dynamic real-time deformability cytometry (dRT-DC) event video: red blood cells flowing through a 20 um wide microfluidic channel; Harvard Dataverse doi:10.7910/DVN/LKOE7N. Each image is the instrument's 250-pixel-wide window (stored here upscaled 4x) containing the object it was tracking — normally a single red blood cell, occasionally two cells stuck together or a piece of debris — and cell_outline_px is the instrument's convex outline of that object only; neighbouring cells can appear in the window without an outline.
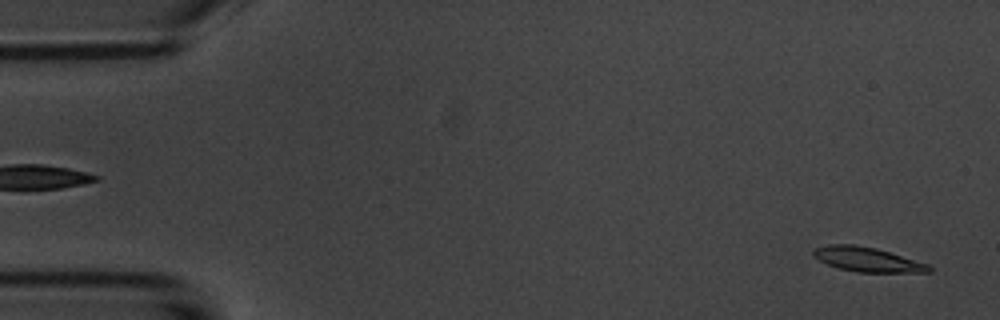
{"species": "common noctule bat (a hibernating species)", "species_latin": "Nyctalus noctula", "temperature_condition": "room temperature", "stored_images_in_passage": 54, "camera_frame_rate_fps": 3000, "um_per_image_px": 0.085, "animal": {"sex": "male", "body_mass_g": 20.1, "forearm_length_mm": 53.5}, "frame": {"image": 1, "passage_image": 2, "time_ms": 0.333, "image_size_px": [1000, 320], "cell_outline_px": [[932, 272], [856, 272], [840, 268], [828, 264], [812, 256], [812, 252], [816, 248], [828, 244], [852, 244], [876, 248], [928, 264], [932, 268]], "centroid_in_image_um": [73.71, 22.05], "position_along_channel_um": 11.3, "area_um2": 16.3}}
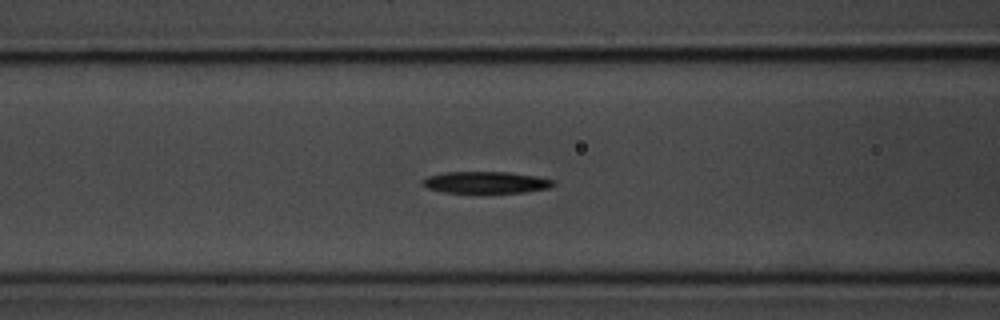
{"frame": {"image": 2, "passage_image": 21, "time_ms": 6.667, "image_size_px": [1000, 320], "cell_outline_px": [[556, 184], [548, 188], [524, 192], [480, 196], [444, 192], [428, 188], [420, 184], [420, 180], [428, 176], [448, 172], [508, 172], [536, 176], [556, 180]], "centroid_in_image_um": [41.28, 15.56], "position_along_channel_um": 125.3, "area_um2": 17.63}}
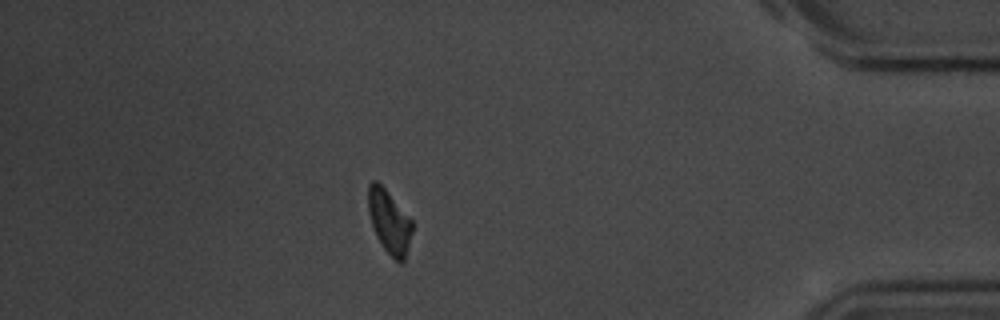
{"frame": {"image": 3, "passage_image": 47, "time_ms": 15.333, "image_size_px": [1000, 320], "cell_outline_px": [[412, 232], [404, 260], [400, 264], [384, 248], [376, 236], [368, 212], [368, 184], [372, 180], [376, 180], [384, 188], [412, 220]], "centroid_in_image_um": [33.07, 18.82], "position_along_channel_um": 402.1, "area_um2": 15.95}, "authors_computed_cell_mechanics": {"area_um2": 16.9065, "velocity_mm_per_s": 3.6931, "shape_relaxation_time_tau1_ms": 2.352, "shape_relaxation_time_tau2_ms": null, "deformation_change_tau1": 0.1225, "deformation_change_tau2": null}}